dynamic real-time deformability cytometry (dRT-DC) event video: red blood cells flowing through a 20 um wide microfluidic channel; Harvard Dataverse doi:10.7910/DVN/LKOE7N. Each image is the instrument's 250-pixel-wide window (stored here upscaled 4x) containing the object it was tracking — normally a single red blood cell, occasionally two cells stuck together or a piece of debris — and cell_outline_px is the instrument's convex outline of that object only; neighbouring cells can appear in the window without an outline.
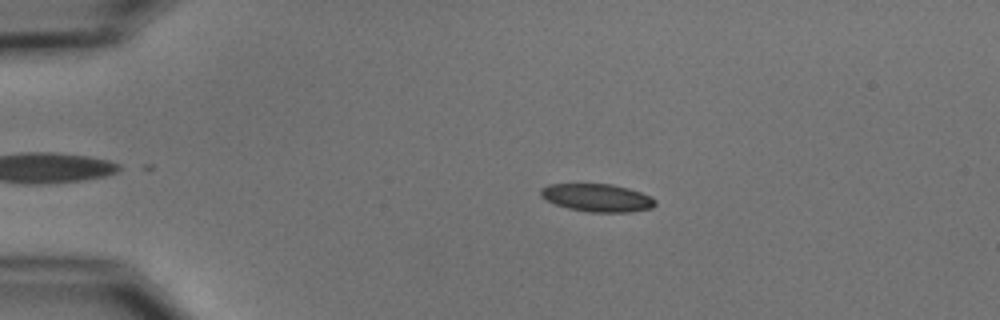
{"species": "common noctule bat (a hibernating species)", "species_latin": "Nyctalus noctula", "temperature_condition": "cold", "stored_images_in_passage": 42, "camera_frame_rate_fps": 3000, "um_per_image_px": 0.085, "animal": {"sex": "male", "body_mass_g": 15.6}, "frame": {"image": 1, "passage_image": 11, "time_ms": 3.333, "image_size_px": [1000, 320], "cell_outline_px": [[656, 204], [652, 208], [632, 212], [588, 212], [568, 208], [544, 200], [540, 196], [540, 188], [548, 184], [612, 184], [628, 188], [652, 196], [656, 200]], "centroid_in_image_um": [50.76, 16.81], "position_along_channel_um": 34.2, "area_um2": 18.79}}
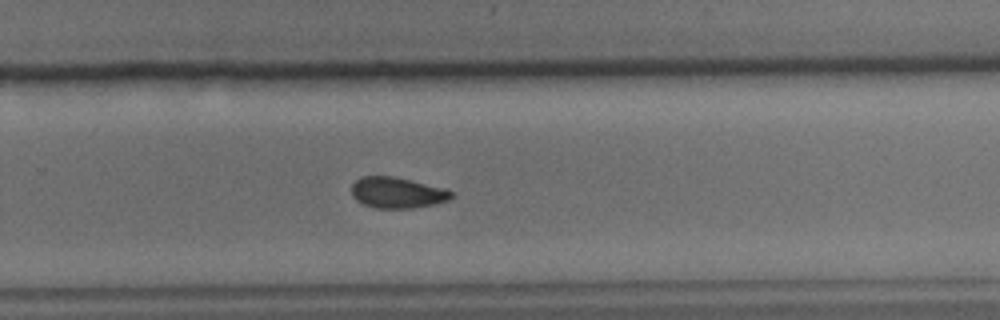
{"frame": {"image": 2, "passage_image": 36, "time_ms": 11.667, "image_size_px": [1000, 320], "cell_outline_px": [[452, 196], [448, 200], [432, 204], [412, 208], [376, 208], [364, 204], [356, 200], [352, 196], [352, 184], [360, 176], [392, 176], [448, 188], [452, 192]], "centroid_in_image_um": [33.75, 16.36], "position_along_channel_um": 296.0, "area_um2": 17.98}}
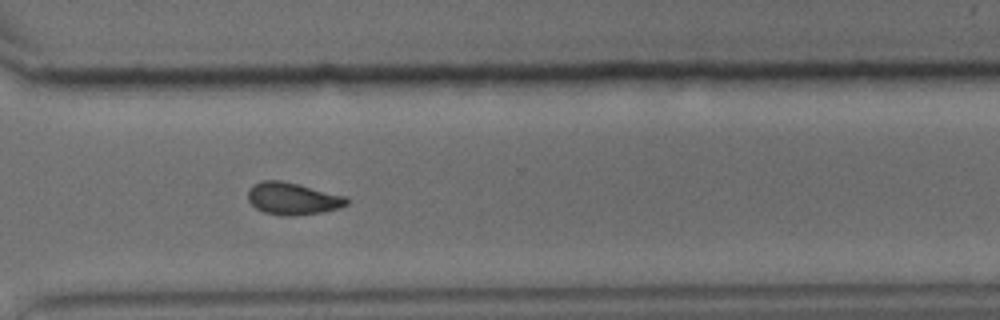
{"frame": {"image": 3, "passage_image": 40, "time_ms": 13.0, "image_size_px": [1000, 320], "cell_outline_px": [[348, 204], [340, 208], [324, 212], [296, 216], [280, 216], [264, 212], [256, 208], [248, 200], [248, 188], [260, 180], [280, 180], [300, 184], [348, 196]], "centroid_in_image_um": [24.9, 16.88], "position_along_channel_um": 345.7, "area_um2": 18.96}, "authors_computed_cell_mechanics": {"area_um2": 18.785, "velocity_mm_per_s": 3.7232, "shape_relaxation_time_tau1_ms": 7.9944, "shape_relaxation_time_tau2_ms": 5.376, "deformation_change_tau1": 0.1392, "deformation_change_tau2": 0.0936}}